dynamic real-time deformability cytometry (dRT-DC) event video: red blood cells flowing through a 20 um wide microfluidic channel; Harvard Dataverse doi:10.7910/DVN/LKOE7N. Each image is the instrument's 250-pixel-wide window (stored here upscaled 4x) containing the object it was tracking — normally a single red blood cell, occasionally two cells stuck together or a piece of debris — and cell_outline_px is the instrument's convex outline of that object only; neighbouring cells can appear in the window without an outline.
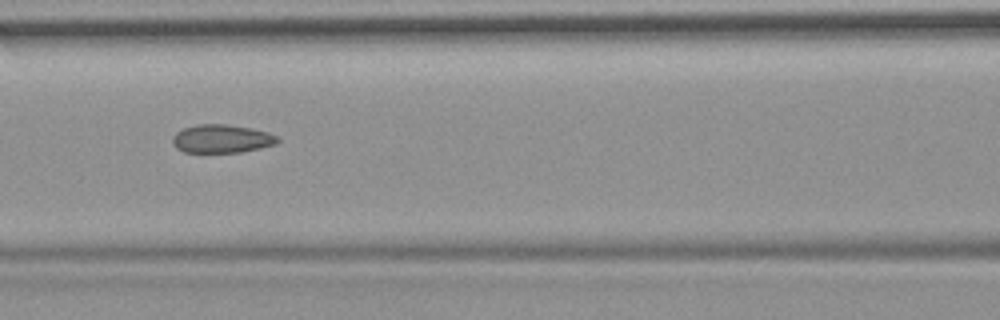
{"species": "common noctule bat (a hibernating species)", "species_latin": "Nyctalus noctula", "temperature_condition": "room temperature", "stored_images_in_passage": 54, "camera_frame_rate_fps": 3000, "um_per_image_px": 0.085, "animal": {"sex": "female", "body_mass_g": 19.9}, "frame": {"image": 1, "passage_image": 24, "time_ms": 7.667, "image_size_px": [1000, 320], "cell_outline_px": [[280, 140], [276, 144], [260, 148], [240, 152], [184, 152], [176, 148], [172, 140], [172, 136], [176, 132], [184, 128], [196, 124], [228, 124], [252, 128], [268, 132], [276, 136]], "centroid_in_image_um": [18.84, 11.78], "position_along_channel_um": 147.8, "area_um2": 17.4}, "authors_computed_cell_mechanics": {"area_um2": 17.8024, "velocity_mm_per_s": 3.7323, "shape_relaxation_time_tau1_ms": null, "shape_relaxation_time_tau2_ms": 2.4382, "deformation_change_tau1": null, "deformation_change_tau2": 0.089}}